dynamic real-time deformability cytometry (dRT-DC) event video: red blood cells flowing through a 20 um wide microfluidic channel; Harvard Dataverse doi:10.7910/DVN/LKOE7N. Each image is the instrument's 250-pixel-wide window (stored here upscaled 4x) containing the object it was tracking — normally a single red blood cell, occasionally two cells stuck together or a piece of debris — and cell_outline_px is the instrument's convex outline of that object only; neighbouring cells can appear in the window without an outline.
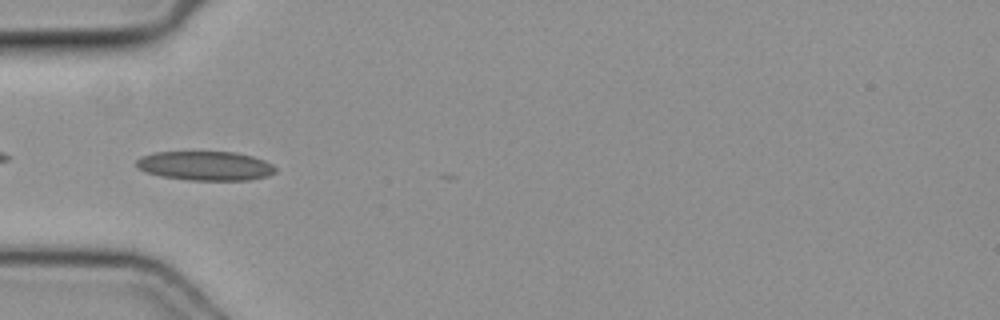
{"species": "common noctule bat (a hibernating species)", "species_latin": "Nyctalus noctula", "temperature_condition": "cold", "stored_images_in_passage": 20, "camera_frame_rate_fps": 3000, "um_per_image_px": 0.085, "animal": {"sex": "female", "body_mass_g": 19.3, "forearm_length_mm": 54.1}, "frame": {"image": 1, "passage_image": 14, "time_ms": 4.333, "image_size_px": [1000, 320], "cell_outline_px": [[276, 172], [268, 176], [248, 180], [188, 180], [160, 176], [144, 172], [136, 168], [136, 160], [140, 156], [156, 152], [236, 152], [252, 156], [264, 160], [272, 164], [276, 168]], "centroid_in_image_um": [17.43, 14.1], "position_along_channel_um": 67.6, "area_um2": 23.87}}